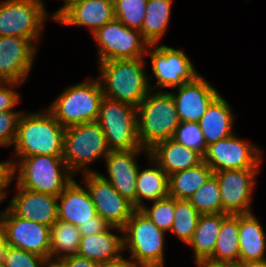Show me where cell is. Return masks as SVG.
Returning a JSON list of instances; mask_svg holds the SVG:
<instances>
[{"label": "cell", "instance_id": "cell-1", "mask_svg": "<svg viewBox=\"0 0 266 267\" xmlns=\"http://www.w3.org/2000/svg\"><path fill=\"white\" fill-rule=\"evenodd\" d=\"M65 129L47 108L35 113L23 111L13 144V158L35 155L62 157Z\"/></svg>", "mask_w": 266, "mask_h": 267}, {"label": "cell", "instance_id": "cell-2", "mask_svg": "<svg viewBox=\"0 0 266 267\" xmlns=\"http://www.w3.org/2000/svg\"><path fill=\"white\" fill-rule=\"evenodd\" d=\"M145 64V58L100 62L96 78L103 95L138 107L151 91Z\"/></svg>", "mask_w": 266, "mask_h": 267}, {"label": "cell", "instance_id": "cell-3", "mask_svg": "<svg viewBox=\"0 0 266 267\" xmlns=\"http://www.w3.org/2000/svg\"><path fill=\"white\" fill-rule=\"evenodd\" d=\"M9 160L12 182L31 191L58 197L75 178L63 157L35 155Z\"/></svg>", "mask_w": 266, "mask_h": 267}, {"label": "cell", "instance_id": "cell-4", "mask_svg": "<svg viewBox=\"0 0 266 267\" xmlns=\"http://www.w3.org/2000/svg\"><path fill=\"white\" fill-rule=\"evenodd\" d=\"M170 91L151 90L137 107L138 138L143 148L173 138L180 123Z\"/></svg>", "mask_w": 266, "mask_h": 267}, {"label": "cell", "instance_id": "cell-5", "mask_svg": "<svg viewBox=\"0 0 266 267\" xmlns=\"http://www.w3.org/2000/svg\"><path fill=\"white\" fill-rule=\"evenodd\" d=\"M104 98L99 80L89 78L69 85L46 107L64 127L97 121Z\"/></svg>", "mask_w": 266, "mask_h": 267}, {"label": "cell", "instance_id": "cell-6", "mask_svg": "<svg viewBox=\"0 0 266 267\" xmlns=\"http://www.w3.org/2000/svg\"><path fill=\"white\" fill-rule=\"evenodd\" d=\"M123 249L139 267H165L166 232L160 230L140 209L122 228Z\"/></svg>", "mask_w": 266, "mask_h": 267}, {"label": "cell", "instance_id": "cell-7", "mask_svg": "<svg viewBox=\"0 0 266 267\" xmlns=\"http://www.w3.org/2000/svg\"><path fill=\"white\" fill-rule=\"evenodd\" d=\"M110 151L103 129L96 121L65 129L62 157L74 175L96 172L90 165L105 159Z\"/></svg>", "mask_w": 266, "mask_h": 267}, {"label": "cell", "instance_id": "cell-8", "mask_svg": "<svg viewBox=\"0 0 266 267\" xmlns=\"http://www.w3.org/2000/svg\"><path fill=\"white\" fill-rule=\"evenodd\" d=\"M47 18L55 21L54 13L49 16L43 0H2L0 36L30 39L39 48L37 44L42 38Z\"/></svg>", "mask_w": 266, "mask_h": 267}, {"label": "cell", "instance_id": "cell-9", "mask_svg": "<svg viewBox=\"0 0 266 267\" xmlns=\"http://www.w3.org/2000/svg\"><path fill=\"white\" fill-rule=\"evenodd\" d=\"M96 122L111 151L146 149L138 138L137 107L104 96Z\"/></svg>", "mask_w": 266, "mask_h": 267}, {"label": "cell", "instance_id": "cell-10", "mask_svg": "<svg viewBox=\"0 0 266 267\" xmlns=\"http://www.w3.org/2000/svg\"><path fill=\"white\" fill-rule=\"evenodd\" d=\"M147 55L152 66L151 75L156 79L154 85L150 84L151 90L174 89L192 81L200 74L183 49H175L163 43L155 44L147 47Z\"/></svg>", "mask_w": 266, "mask_h": 267}, {"label": "cell", "instance_id": "cell-11", "mask_svg": "<svg viewBox=\"0 0 266 267\" xmlns=\"http://www.w3.org/2000/svg\"><path fill=\"white\" fill-rule=\"evenodd\" d=\"M92 38L98 49V63L144 58L149 46L139 30L128 28L117 19L98 29Z\"/></svg>", "mask_w": 266, "mask_h": 267}, {"label": "cell", "instance_id": "cell-12", "mask_svg": "<svg viewBox=\"0 0 266 267\" xmlns=\"http://www.w3.org/2000/svg\"><path fill=\"white\" fill-rule=\"evenodd\" d=\"M262 152L259 146L237 137L234 133L207 146L203 161L213 172L261 168Z\"/></svg>", "mask_w": 266, "mask_h": 267}, {"label": "cell", "instance_id": "cell-13", "mask_svg": "<svg viewBox=\"0 0 266 267\" xmlns=\"http://www.w3.org/2000/svg\"><path fill=\"white\" fill-rule=\"evenodd\" d=\"M0 226L7 246L36 254L50 262V227L18 217L7 207L0 212Z\"/></svg>", "mask_w": 266, "mask_h": 267}, {"label": "cell", "instance_id": "cell-14", "mask_svg": "<svg viewBox=\"0 0 266 267\" xmlns=\"http://www.w3.org/2000/svg\"><path fill=\"white\" fill-rule=\"evenodd\" d=\"M259 170L248 168L214 172L221 192L222 213L235 215L253 212L252 197Z\"/></svg>", "mask_w": 266, "mask_h": 267}, {"label": "cell", "instance_id": "cell-15", "mask_svg": "<svg viewBox=\"0 0 266 267\" xmlns=\"http://www.w3.org/2000/svg\"><path fill=\"white\" fill-rule=\"evenodd\" d=\"M96 208L97 214L109 225L123 228L136 210L131 202L122 197L97 172L81 174Z\"/></svg>", "mask_w": 266, "mask_h": 267}, {"label": "cell", "instance_id": "cell-16", "mask_svg": "<svg viewBox=\"0 0 266 267\" xmlns=\"http://www.w3.org/2000/svg\"><path fill=\"white\" fill-rule=\"evenodd\" d=\"M38 49L30 39L0 36V82H26Z\"/></svg>", "mask_w": 266, "mask_h": 267}, {"label": "cell", "instance_id": "cell-17", "mask_svg": "<svg viewBox=\"0 0 266 267\" xmlns=\"http://www.w3.org/2000/svg\"><path fill=\"white\" fill-rule=\"evenodd\" d=\"M143 152L149 154L148 149L110 151L104 159L107 176L96 170L122 197L131 202L135 209L136 178L140 168L136 159Z\"/></svg>", "mask_w": 266, "mask_h": 267}, {"label": "cell", "instance_id": "cell-18", "mask_svg": "<svg viewBox=\"0 0 266 267\" xmlns=\"http://www.w3.org/2000/svg\"><path fill=\"white\" fill-rule=\"evenodd\" d=\"M63 3L62 7L54 12V22L59 25L85 26L93 34L115 19L113 0H80Z\"/></svg>", "mask_w": 266, "mask_h": 267}, {"label": "cell", "instance_id": "cell-19", "mask_svg": "<svg viewBox=\"0 0 266 267\" xmlns=\"http://www.w3.org/2000/svg\"><path fill=\"white\" fill-rule=\"evenodd\" d=\"M175 89L170 93L181 122H199L210 103L220 94L201 74Z\"/></svg>", "mask_w": 266, "mask_h": 267}, {"label": "cell", "instance_id": "cell-20", "mask_svg": "<svg viewBox=\"0 0 266 267\" xmlns=\"http://www.w3.org/2000/svg\"><path fill=\"white\" fill-rule=\"evenodd\" d=\"M16 195L7 208L16 216L48 227L58 220L57 196L21 188L17 183Z\"/></svg>", "mask_w": 266, "mask_h": 267}, {"label": "cell", "instance_id": "cell-21", "mask_svg": "<svg viewBox=\"0 0 266 267\" xmlns=\"http://www.w3.org/2000/svg\"><path fill=\"white\" fill-rule=\"evenodd\" d=\"M58 220L75 226L87 222L104 221L97 214L94 203L86 188L74 179L58 196Z\"/></svg>", "mask_w": 266, "mask_h": 267}, {"label": "cell", "instance_id": "cell-22", "mask_svg": "<svg viewBox=\"0 0 266 267\" xmlns=\"http://www.w3.org/2000/svg\"><path fill=\"white\" fill-rule=\"evenodd\" d=\"M235 114L232 106L220 93L208 106L199 123L206 146L233 135Z\"/></svg>", "mask_w": 266, "mask_h": 267}, {"label": "cell", "instance_id": "cell-23", "mask_svg": "<svg viewBox=\"0 0 266 267\" xmlns=\"http://www.w3.org/2000/svg\"><path fill=\"white\" fill-rule=\"evenodd\" d=\"M149 154L168 176L203 162V156L199 152L177 143L172 138L157 142L149 149Z\"/></svg>", "mask_w": 266, "mask_h": 267}, {"label": "cell", "instance_id": "cell-24", "mask_svg": "<svg viewBox=\"0 0 266 267\" xmlns=\"http://www.w3.org/2000/svg\"><path fill=\"white\" fill-rule=\"evenodd\" d=\"M113 230L118 231L121 235L113 233ZM122 234L121 228L110 226L104 232L81 236L77 255L98 263L116 259L124 252Z\"/></svg>", "mask_w": 266, "mask_h": 267}, {"label": "cell", "instance_id": "cell-25", "mask_svg": "<svg viewBox=\"0 0 266 267\" xmlns=\"http://www.w3.org/2000/svg\"><path fill=\"white\" fill-rule=\"evenodd\" d=\"M239 262V214L223 221L213 254L203 263L208 267H233Z\"/></svg>", "mask_w": 266, "mask_h": 267}, {"label": "cell", "instance_id": "cell-26", "mask_svg": "<svg viewBox=\"0 0 266 267\" xmlns=\"http://www.w3.org/2000/svg\"><path fill=\"white\" fill-rule=\"evenodd\" d=\"M266 259V233L254 213L239 214V262Z\"/></svg>", "mask_w": 266, "mask_h": 267}, {"label": "cell", "instance_id": "cell-27", "mask_svg": "<svg viewBox=\"0 0 266 267\" xmlns=\"http://www.w3.org/2000/svg\"><path fill=\"white\" fill-rule=\"evenodd\" d=\"M145 157L151 164L148 168H139L136 178V209L145 205L144 200L153 202L169 196V176L150 154Z\"/></svg>", "mask_w": 266, "mask_h": 267}, {"label": "cell", "instance_id": "cell-28", "mask_svg": "<svg viewBox=\"0 0 266 267\" xmlns=\"http://www.w3.org/2000/svg\"><path fill=\"white\" fill-rule=\"evenodd\" d=\"M227 213L200 215L196 230L188 242L196 264H203L214 252L222 221Z\"/></svg>", "mask_w": 266, "mask_h": 267}, {"label": "cell", "instance_id": "cell-29", "mask_svg": "<svg viewBox=\"0 0 266 267\" xmlns=\"http://www.w3.org/2000/svg\"><path fill=\"white\" fill-rule=\"evenodd\" d=\"M173 0H148L146 14L140 30L142 38L149 44H160L169 27Z\"/></svg>", "mask_w": 266, "mask_h": 267}, {"label": "cell", "instance_id": "cell-30", "mask_svg": "<svg viewBox=\"0 0 266 267\" xmlns=\"http://www.w3.org/2000/svg\"><path fill=\"white\" fill-rule=\"evenodd\" d=\"M213 174L204 161L193 168L173 173L169 176V196L189 200Z\"/></svg>", "mask_w": 266, "mask_h": 267}, {"label": "cell", "instance_id": "cell-31", "mask_svg": "<svg viewBox=\"0 0 266 267\" xmlns=\"http://www.w3.org/2000/svg\"><path fill=\"white\" fill-rule=\"evenodd\" d=\"M81 240L79 228L71 223L57 220L50 227V263L76 255Z\"/></svg>", "mask_w": 266, "mask_h": 267}, {"label": "cell", "instance_id": "cell-32", "mask_svg": "<svg viewBox=\"0 0 266 267\" xmlns=\"http://www.w3.org/2000/svg\"><path fill=\"white\" fill-rule=\"evenodd\" d=\"M199 217V212L189 200L175 199V215L170 233L188 244L196 230Z\"/></svg>", "mask_w": 266, "mask_h": 267}, {"label": "cell", "instance_id": "cell-33", "mask_svg": "<svg viewBox=\"0 0 266 267\" xmlns=\"http://www.w3.org/2000/svg\"><path fill=\"white\" fill-rule=\"evenodd\" d=\"M189 201L200 215L222 213L221 192L217 178L212 175Z\"/></svg>", "mask_w": 266, "mask_h": 267}, {"label": "cell", "instance_id": "cell-34", "mask_svg": "<svg viewBox=\"0 0 266 267\" xmlns=\"http://www.w3.org/2000/svg\"><path fill=\"white\" fill-rule=\"evenodd\" d=\"M148 0H113L115 19L128 28L141 30Z\"/></svg>", "mask_w": 266, "mask_h": 267}, {"label": "cell", "instance_id": "cell-35", "mask_svg": "<svg viewBox=\"0 0 266 267\" xmlns=\"http://www.w3.org/2000/svg\"><path fill=\"white\" fill-rule=\"evenodd\" d=\"M140 210L162 231L170 232L175 215V198L167 196L144 205Z\"/></svg>", "mask_w": 266, "mask_h": 267}, {"label": "cell", "instance_id": "cell-36", "mask_svg": "<svg viewBox=\"0 0 266 267\" xmlns=\"http://www.w3.org/2000/svg\"><path fill=\"white\" fill-rule=\"evenodd\" d=\"M172 139L202 156L206 152L207 146L198 122H180Z\"/></svg>", "mask_w": 266, "mask_h": 267}, {"label": "cell", "instance_id": "cell-37", "mask_svg": "<svg viewBox=\"0 0 266 267\" xmlns=\"http://www.w3.org/2000/svg\"><path fill=\"white\" fill-rule=\"evenodd\" d=\"M49 264L44 257L7 246L2 267H47Z\"/></svg>", "mask_w": 266, "mask_h": 267}, {"label": "cell", "instance_id": "cell-38", "mask_svg": "<svg viewBox=\"0 0 266 267\" xmlns=\"http://www.w3.org/2000/svg\"><path fill=\"white\" fill-rule=\"evenodd\" d=\"M23 111L0 112V146H12L15 142L18 121Z\"/></svg>", "mask_w": 266, "mask_h": 267}, {"label": "cell", "instance_id": "cell-39", "mask_svg": "<svg viewBox=\"0 0 266 267\" xmlns=\"http://www.w3.org/2000/svg\"><path fill=\"white\" fill-rule=\"evenodd\" d=\"M22 83L0 82V112L16 111L15 107L20 103V94L15 90Z\"/></svg>", "mask_w": 266, "mask_h": 267}, {"label": "cell", "instance_id": "cell-40", "mask_svg": "<svg viewBox=\"0 0 266 267\" xmlns=\"http://www.w3.org/2000/svg\"><path fill=\"white\" fill-rule=\"evenodd\" d=\"M12 164L10 160L0 161V204L10 194L9 186L12 183ZM9 189V191H8Z\"/></svg>", "mask_w": 266, "mask_h": 267}, {"label": "cell", "instance_id": "cell-41", "mask_svg": "<svg viewBox=\"0 0 266 267\" xmlns=\"http://www.w3.org/2000/svg\"><path fill=\"white\" fill-rule=\"evenodd\" d=\"M55 264L58 267H100V263L76 255L61 258Z\"/></svg>", "mask_w": 266, "mask_h": 267}, {"label": "cell", "instance_id": "cell-42", "mask_svg": "<svg viewBox=\"0 0 266 267\" xmlns=\"http://www.w3.org/2000/svg\"><path fill=\"white\" fill-rule=\"evenodd\" d=\"M109 227L105 221L87 222L78 226L81 236L95 235L106 231Z\"/></svg>", "mask_w": 266, "mask_h": 267}, {"label": "cell", "instance_id": "cell-43", "mask_svg": "<svg viewBox=\"0 0 266 267\" xmlns=\"http://www.w3.org/2000/svg\"><path fill=\"white\" fill-rule=\"evenodd\" d=\"M129 258V259H128ZM100 267H139L130 257H120L100 263Z\"/></svg>", "mask_w": 266, "mask_h": 267}, {"label": "cell", "instance_id": "cell-44", "mask_svg": "<svg viewBox=\"0 0 266 267\" xmlns=\"http://www.w3.org/2000/svg\"><path fill=\"white\" fill-rule=\"evenodd\" d=\"M233 267H266V259L246 262H238Z\"/></svg>", "mask_w": 266, "mask_h": 267}, {"label": "cell", "instance_id": "cell-45", "mask_svg": "<svg viewBox=\"0 0 266 267\" xmlns=\"http://www.w3.org/2000/svg\"><path fill=\"white\" fill-rule=\"evenodd\" d=\"M7 248L6 241L4 239L3 230L0 226V267L3 265L4 253Z\"/></svg>", "mask_w": 266, "mask_h": 267}, {"label": "cell", "instance_id": "cell-46", "mask_svg": "<svg viewBox=\"0 0 266 267\" xmlns=\"http://www.w3.org/2000/svg\"><path fill=\"white\" fill-rule=\"evenodd\" d=\"M47 267H58L55 263H50Z\"/></svg>", "mask_w": 266, "mask_h": 267}, {"label": "cell", "instance_id": "cell-47", "mask_svg": "<svg viewBox=\"0 0 266 267\" xmlns=\"http://www.w3.org/2000/svg\"><path fill=\"white\" fill-rule=\"evenodd\" d=\"M64 2H73V1H80V0H62Z\"/></svg>", "mask_w": 266, "mask_h": 267}, {"label": "cell", "instance_id": "cell-48", "mask_svg": "<svg viewBox=\"0 0 266 267\" xmlns=\"http://www.w3.org/2000/svg\"><path fill=\"white\" fill-rule=\"evenodd\" d=\"M197 267H208V266H205L203 264H196Z\"/></svg>", "mask_w": 266, "mask_h": 267}]
</instances>
